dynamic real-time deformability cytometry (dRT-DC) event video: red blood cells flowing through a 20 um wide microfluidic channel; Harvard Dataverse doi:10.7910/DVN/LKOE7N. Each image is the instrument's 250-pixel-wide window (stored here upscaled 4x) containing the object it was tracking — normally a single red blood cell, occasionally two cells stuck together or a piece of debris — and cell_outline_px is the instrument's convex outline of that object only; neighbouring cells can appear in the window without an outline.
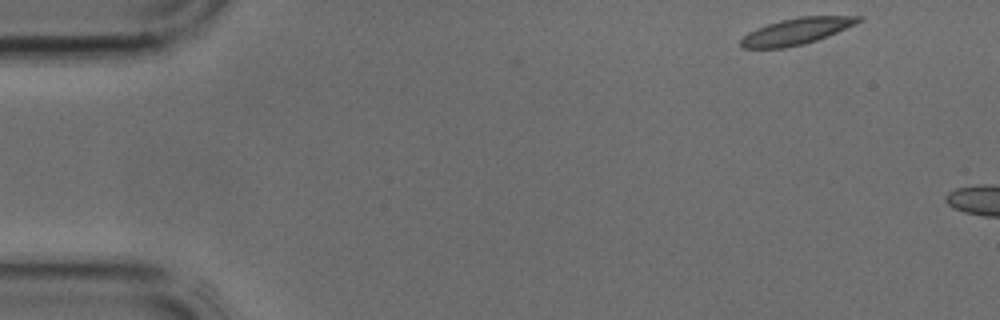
{"species": "common noctule bat (a hibernating species)", "species_latin": "Nyctalus noctula", "temperature_condition": "cold", "stored_images_in_passage": 4, "camera_frame_rate_fps": 3000, "um_per_image_px": 0.085, "animal": {"sex": "male", "body_mass_g": 17.9, "forearm_length_mm": 54.2}, "frame": {"image": 1, "passage_image": 1, "time_ms": 0.0, "image_size_px": [1000, 320], "cell_outline_px": [[864, 20], [856, 24], [816, 40], [804, 44], [784, 48], [744, 48], [740, 44], [740, 40], [748, 32], [756, 28], [780, 20], [800, 16], [864, 16]], "centroid_in_image_um": [67.71, 2.65], "position_along_channel_um": 17.3, "area_um2": 18.03}}